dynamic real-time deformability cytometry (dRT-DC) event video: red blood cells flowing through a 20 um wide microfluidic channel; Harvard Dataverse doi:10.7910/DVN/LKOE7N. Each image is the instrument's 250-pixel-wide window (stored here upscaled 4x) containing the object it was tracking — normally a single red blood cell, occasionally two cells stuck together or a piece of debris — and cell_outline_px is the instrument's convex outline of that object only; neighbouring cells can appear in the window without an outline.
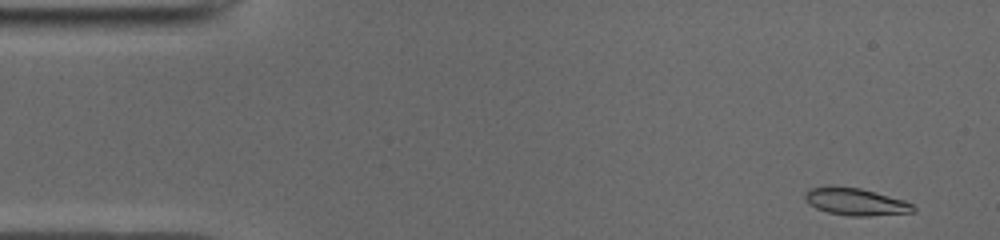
{"species": "common noctule bat (a hibernating species)", "species_latin": "Nyctalus noctula", "temperature_condition": "cold", "stored_images_in_passage": 48, "camera_frame_rate_fps": 3000, "um_per_image_px": 0.085, "animal": {"sex": "male", "body_mass_g": 19.0, "forearm_length_mm": 50.8}, "frame": {"image": 1, "passage_image": 1, "time_ms": 0.0, "image_size_px": [1000, 240], "cell_outline_px": [[916, 212], [868, 216], [848, 216], [828, 212], [816, 208], [804, 200], [804, 192], [812, 188], [832, 184], [860, 188], [904, 200], [912, 204], [916, 208]], "centroid_in_image_um": [72.7, 17.13], "position_along_channel_um": 12.3, "area_um2": 17.46}}
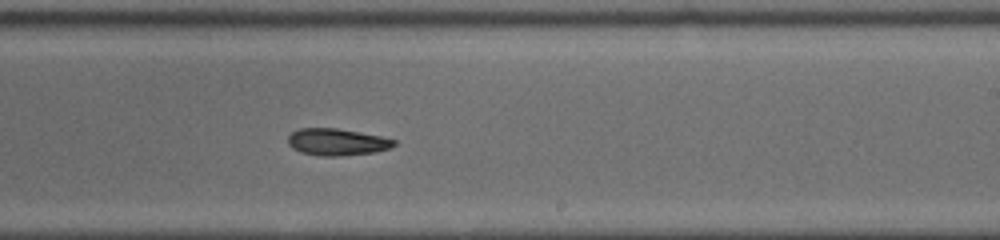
{"frame": {"image": 2, "passage_image": 28, "time_ms": 9.0, "image_size_px": [1000, 240], "cell_outline_px": [[396, 144], [388, 148], [376, 152], [340, 156], [320, 156], [300, 152], [292, 148], [288, 144], [288, 136], [292, 132], [300, 128], [336, 128], [360, 132], [380, 136], [396, 140]], "centroid_in_image_um": [28.62, 12.07], "position_along_channel_um": 260.4, "area_um2": 16.65}}
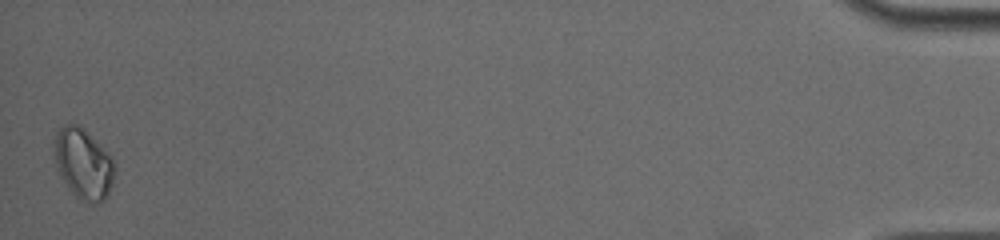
{"frame": {"image": 3, "passage_image": 48, "time_ms": 15.667, "image_size_px": [1000, 240], "cell_outline_px": [[116, 164], [112, 184], [108, 196], [100, 204], [88, 204], [80, 200], [68, 188], [56, 168], [56, 132], [64, 124], [80, 124], [108, 152]], "centroid_in_image_um": [7.13, 13.95], "position_along_channel_um": 428.1, "area_um2": 24.91}}